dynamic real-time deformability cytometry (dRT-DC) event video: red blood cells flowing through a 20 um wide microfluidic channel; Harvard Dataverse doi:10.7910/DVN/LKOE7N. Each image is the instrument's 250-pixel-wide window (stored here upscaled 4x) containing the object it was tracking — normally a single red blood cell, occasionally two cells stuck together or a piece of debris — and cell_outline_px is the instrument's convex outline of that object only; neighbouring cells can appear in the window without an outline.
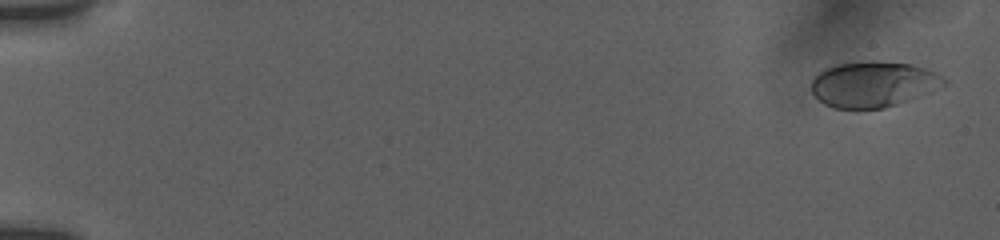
{"species": "human", "species_latin": "Homo sapiens", "temperature_condition": "room temperature", "stored_images_in_passage": 13, "camera_frame_rate_fps": 3000, "um_per_image_px": 0.085, "donor": {"sex": "female"}, "frame": {"image": 1, "passage_image": 1, "time_ms": 0.0, "image_size_px": [1000, 240], "cell_outline_px": [[948, 84], [932, 92], [884, 108], [832, 108], [824, 104], [812, 92], [812, 80], [820, 72], [836, 64], [872, 60], [908, 64], [928, 68], [936, 72], [948, 80]], "centroid_in_image_um": [74.29, 7.15], "position_along_channel_um": 10.7, "area_um2": 35.37}}
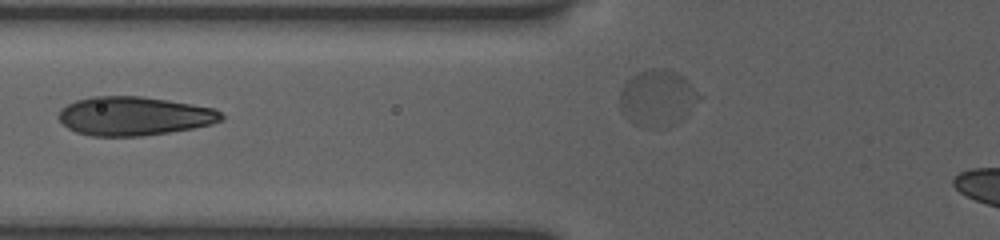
{"frame": {"image": 2, "passage_image": 10, "time_ms": 7.333, "image_size_px": [1000, 240], "cell_outline_px": [[224, 120], [212, 124], [192, 128], [168, 132], [140, 136], [92, 136], [76, 132], [68, 128], [60, 120], [60, 108], [76, 100], [92, 96], [140, 96], [168, 100], [216, 108], [224, 116]], "centroid_in_image_um": [11.42, 9.86], "position_along_channel_um": 114.4, "area_um2": 36.76}}
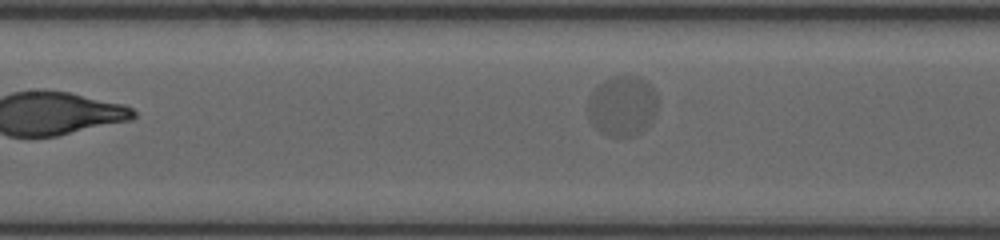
{"frame": {"image": 3, "passage_image": 13, "time_ms": 9.667, "image_size_px": [1000, 240], "cell_outline_px": [[656, 112], [652, 120], [640, 132], [632, 136], [612, 136], [600, 132], [592, 124], [588, 116], [588, 100], [592, 92], [604, 80], [612, 76], [640, 76], [652, 84], [656, 92]], "centroid_in_image_um": [52.91, 8.98], "position_along_channel_um": 154.5, "area_um2": 24.57}}